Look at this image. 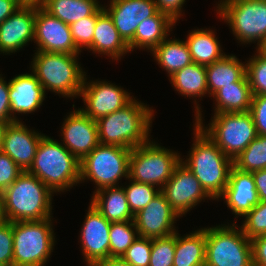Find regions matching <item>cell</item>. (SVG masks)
<instances>
[{"label": "cell", "instance_id": "cell-1", "mask_svg": "<svg viewBox=\"0 0 266 266\" xmlns=\"http://www.w3.org/2000/svg\"><path fill=\"white\" fill-rule=\"evenodd\" d=\"M154 110L135 98L124 108L96 120L99 143L133 149L147 143Z\"/></svg>", "mask_w": 266, "mask_h": 266}, {"label": "cell", "instance_id": "cell-2", "mask_svg": "<svg viewBox=\"0 0 266 266\" xmlns=\"http://www.w3.org/2000/svg\"><path fill=\"white\" fill-rule=\"evenodd\" d=\"M194 131L191 151L181 162L195 175L207 194L213 200H219L228 184L233 161L196 124Z\"/></svg>", "mask_w": 266, "mask_h": 266}, {"label": "cell", "instance_id": "cell-3", "mask_svg": "<svg viewBox=\"0 0 266 266\" xmlns=\"http://www.w3.org/2000/svg\"><path fill=\"white\" fill-rule=\"evenodd\" d=\"M53 194L36 176L24 171L2 192L7 221H41L52 218Z\"/></svg>", "mask_w": 266, "mask_h": 266}, {"label": "cell", "instance_id": "cell-4", "mask_svg": "<svg viewBox=\"0 0 266 266\" xmlns=\"http://www.w3.org/2000/svg\"><path fill=\"white\" fill-rule=\"evenodd\" d=\"M53 193L65 192L80 183V161L61 143L44 136L38 145L33 164L27 171Z\"/></svg>", "mask_w": 266, "mask_h": 266}, {"label": "cell", "instance_id": "cell-5", "mask_svg": "<svg viewBox=\"0 0 266 266\" xmlns=\"http://www.w3.org/2000/svg\"><path fill=\"white\" fill-rule=\"evenodd\" d=\"M79 54L36 51L30 68L46 89L63 97L80 96L86 72L77 61Z\"/></svg>", "mask_w": 266, "mask_h": 266}, {"label": "cell", "instance_id": "cell-6", "mask_svg": "<svg viewBox=\"0 0 266 266\" xmlns=\"http://www.w3.org/2000/svg\"><path fill=\"white\" fill-rule=\"evenodd\" d=\"M196 100L195 123L232 161L257 137L254 121L249 111L217 113L204 127L202 111ZM199 106V107H198Z\"/></svg>", "mask_w": 266, "mask_h": 266}, {"label": "cell", "instance_id": "cell-7", "mask_svg": "<svg viewBox=\"0 0 266 266\" xmlns=\"http://www.w3.org/2000/svg\"><path fill=\"white\" fill-rule=\"evenodd\" d=\"M52 219L12 222L13 266H44L53 252Z\"/></svg>", "mask_w": 266, "mask_h": 266}, {"label": "cell", "instance_id": "cell-8", "mask_svg": "<svg viewBox=\"0 0 266 266\" xmlns=\"http://www.w3.org/2000/svg\"><path fill=\"white\" fill-rule=\"evenodd\" d=\"M235 224L205 228V266H253L251 240Z\"/></svg>", "mask_w": 266, "mask_h": 266}, {"label": "cell", "instance_id": "cell-9", "mask_svg": "<svg viewBox=\"0 0 266 266\" xmlns=\"http://www.w3.org/2000/svg\"><path fill=\"white\" fill-rule=\"evenodd\" d=\"M132 149L99 144L80 161V182L91 180L95 191L119 186L122 177H129V158Z\"/></svg>", "mask_w": 266, "mask_h": 266}, {"label": "cell", "instance_id": "cell-10", "mask_svg": "<svg viewBox=\"0 0 266 266\" xmlns=\"http://www.w3.org/2000/svg\"><path fill=\"white\" fill-rule=\"evenodd\" d=\"M181 159L179 153L149 140L132 149L128 179L161 189L171 178Z\"/></svg>", "mask_w": 266, "mask_h": 266}, {"label": "cell", "instance_id": "cell-11", "mask_svg": "<svg viewBox=\"0 0 266 266\" xmlns=\"http://www.w3.org/2000/svg\"><path fill=\"white\" fill-rule=\"evenodd\" d=\"M218 17L226 21L235 38L242 44L256 43L266 38V0H221Z\"/></svg>", "mask_w": 266, "mask_h": 266}, {"label": "cell", "instance_id": "cell-12", "mask_svg": "<svg viewBox=\"0 0 266 266\" xmlns=\"http://www.w3.org/2000/svg\"><path fill=\"white\" fill-rule=\"evenodd\" d=\"M86 76L80 93L86 107L81 110L91 119L96 121L124 108L133 100L130 93L120 86L98 80L88 83Z\"/></svg>", "mask_w": 266, "mask_h": 266}, {"label": "cell", "instance_id": "cell-13", "mask_svg": "<svg viewBox=\"0 0 266 266\" xmlns=\"http://www.w3.org/2000/svg\"><path fill=\"white\" fill-rule=\"evenodd\" d=\"M160 192L179 217L185 215L205 198L212 199L195 175L182 162L175 167L171 178Z\"/></svg>", "mask_w": 266, "mask_h": 266}, {"label": "cell", "instance_id": "cell-14", "mask_svg": "<svg viewBox=\"0 0 266 266\" xmlns=\"http://www.w3.org/2000/svg\"><path fill=\"white\" fill-rule=\"evenodd\" d=\"M34 43L38 51L80 54L72 38L70 27L36 3Z\"/></svg>", "mask_w": 266, "mask_h": 266}, {"label": "cell", "instance_id": "cell-15", "mask_svg": "<svg viewBox=\"0 0 266 266\" xmlns=\"http://www.w3.org/2000/svg\"><path fill=\"white\" fill-rule=\"evenodd\" d=\"M64 118L61 136L63 146L79 161L90 154L99 143L98 127L95 120L86 115L81 108Z\"/></svg>", "mask_w": 266, "mask_h": 266}, {"label": "cell", "instance_id": "cell-16", "mask_svg": "<svg viewBox=\"0 0 266 266\" xmlns=\"http://www.w3.org/2000/svg\"><path fill=\"white\" fill-rule=\"evenodd\" d=\"M86 214L80 230V243L87 266H93L110 257L111 222L107 221L91 204Z\"/></svg>", "mask_w": 266, "mask_h": 266}, {"label": "cell", "instance_id": "cell-17", "mask_svg": "<svg viewBox=\"0 0 266 266\" xmlns=\"http://www.w3.org/2000/svg\"><path fill=\"white\" fill-rule=\"evenodd\" d=\"M36 3L25 2L0 24V52L5 55L34 41Z\"/></svg>", "mask_w": 266, "mask_h": 266}, {"label": "cell", "instance_id": "cell-18", "mask_svg": "<svg viewBox=\"0 0 266 266\" xmlns=\"http://www.w3.org/2000/svg\"><path fill=\"white\" fill-rule=\"evenodd\" d=\"M180 218L160 192L151 202L134 215L138 236L160 238L175 233L174 224Z\"/></svg>", "mask_w": 266, "mask_h": 266}, {"label": "cell", "instance_id": "cell-19", "mask_svg": "<svg viewBox=\"0 0 266 266\" xmlns=\"http://www.w3.org/2000/svg\"><path fill=\"white\" fill-rule=\"evenodd\" d=\"M103 8L127 45L133 40L138 25L158 11L154 0H110L109 6Z\"/></svg>", "mask_w": 266, "mask_h": 266}, {"label": "cell", "instance_id": "cell-20", "mask_svg": "<svg viewBox=\"0 0 266 266\" xmlns=\"http://www.w3.org/2000/svg\"><path fill=\"white\" fill-rule=\"evenodd\" d=\"M44 136L45 134L28 129L22 121H15L9 123L5 130L1 150L23 171H28Z\"/></svg>", "mask_w": 266, "mask_h": 266}, {"label": "cell", "instance_id": "cell-21", "mask_svg": "<svg viewBox=\"0 0 266 266\" xmlns=\"http://www.w3.org/2000/svg\"><path fill=\"white\" fill-rule=\"evenodd\" d=\"M219 198L225 200L235 216L244 218L260 202L252 172H244L232 166L228 184Z\"/></svg>", "mask_w": 266, "mask_h": 266}, {"label": "cell", "instance_id": "cell-22", "mask_svg": "<svg viewBox=\"0 0 266 266\" xmlns=\"http://www.w3.org/2000/svg\"><path fill=\"white\" fill-rule=\"evenodd\" d=\"M9 101L13 122L20 121L15 114L37 111L45 99V91L35 74H19L9 80Z\"/></svg>", "mask_w": 266, "mask_h": 266}, {"label": "cell", "instance_id": "cell-23", "mask_svg": "<svg viewBox=\"0 0 266 266\" xmlns=\"http://www.w3.org/2000/svg\"><path fill=\"white\" fill-rule=\"evenodd\" d=\"M88 50L119 60L129 51L128 45L120 37L111 17L103 5L97 10V22L94 29L92 45Z\"/></svg>", "mask_w": 266, "mask_h": 266}, {"label": "cell", "instance_id": "cell-24", "mask_svg": "<svg viewBox=\"0 0 266 266\" xmlns=\"http://www.w3.org/2000/svg\"><path fill=\"white\" fill-rule=\"evenodd\" d=\"M176 23L169 15L158 10L138 25L133 40L128 44L129 51L139 48L151 52L169 37L168 33L172 31Z\"/></svg>", "mask_w": 266, "mask_h": 266}, {"label": "cell", "instance_id": "cell-25", "mask_svg": "<svg viewBox=\"0 0 266 266\" xmlns=\"http://www.w3.org/2000/svg\"><path fill=\"white\" fill-rule=\"evenodd\" d=\"M91 205L110 222L134 220L122 186L103 188L93 192Z\"/></svg>", "mask_w": 266, "mask_h": 266}, {"label": "cell", "instance_id": "cell-26", "mask_svg": "<svg viewBox=\"0 0 266 266\" xmlns=\"http://www.w3.org/2000/svg\"><path fill=\"white\" fill-rule=\"evenodd\" d=\"M212 96L216 101L214 114H217L249 111L253 94L245 74L234 85L223 86Z\"/></svg>", "mask_w": 266, "mask_h": 266}, {"label": "cell", "instance_id": "cell-27", "mask_svg": "<svg viewBox=\"0 0 266 266\" xmlns=\"http://www.w3.org/2000/svg\"><path fill=\"white\" fill-rule=\"evenodd\" d=\"M185 42L192 61L199 65H210L226 55L214 31L211 29H194L188 34Z\"/></svg>", "mask_w": 266, "mask_h": 266}, {"label": "cell", "instance_id": "cell-28", "mask_svg": "<svg viewBox=\"0 0 266 266\" xmlns=\"http://www.w3.org/2000/svg\"><path fill=\"white\" fill-rule=\"evenodd\" d=\"M208 94L212 96L223 86L234 85L245 74V63L231 54L225 55L222 59L205 66Z\"/></svg>", "mask_w": 266, "mask_h": 266}, {"label": "cell", "instance_id": "cell-29", "mask_svg": "<svg viewBox=\"0 0 266 266\" xmlns=\"http://www.w3.org/2000/svg\"><path fill=\"white\" fill-rule=\"evenodd\" d=\"M205 228L180 236L176 231L173 266H205Z\"/></svg>", "mask_w": 266, "mask_h": 266}, {"label": "cell", "instance_id": "cell-30", "mask_svg": "<svg viewBox=\"0 0 266 266\" xmlns=\"http://www.w3.org/2000/svg\"><path fill=\"white\" fill-rule=\"evenodd\" d=\"M150 53L168 77L193 62L186 42L179 39L166 38Z\"/></svg>", "mask_w": 266, "mask_h": 266}, {"label": "cell", "instance_id": "cell-31", "mask_svg": "<svg viewBox=\"0 0 266 266\" xmlns=\"http://www.w3.org/2000/svg\"><path fill=\"white\" fill-rule=\"evenodd\" d=\"M40 5L68 25L92 16L102 6L98 0H43Z\"/></svg>", "mask_w": 266, "mask_h": 266}, {"label": "cell", "instance_id": "cell-32", "mask_svg": "<svg viewBox=\"0 0 266 266\" xmlns=\"http://www.w3.org/2000/svg\"><path fill=\"white\" fill-rule=\"evenodd\" d=\"M175 91L182 96L196 98L208 93L206 68L192 62L169 77Z\"/></svg>", "mask_w": 266, "mask_h": 266}, {"label": "cell", "instance_id": "cell-33", "mask_svg": "<svg viewBox=\"0 0 266 266\" xmlns=\"http://www.w3.org/2000/svg\"><path fill=\"white\" fill-rule=\"evenodd\" d=\"M233 166L244 172L266 168V136L257 137L233 161Z\"/></svg>", "mask_w": 266, "mask_h": 266}, {"label": "cell", "instance_id": "cell-34", "mask_svg": "<svg viewBox=\"0 0 266 266\" xmlns=\"http://www.w3.org/2000/svg\"><path fill=\"white\" fill-rule=\"evenodd\" d=\"M110 257H122L138 237L134 220L111 222Z\"/></svg>", "mask_w": 266, "mask_h": 266}, {"label": "cell", "instance_id": "cell-35", "mask_svg": "<svg viewBox=\"0 0 266 266\" xmlns=\"http://www.w3.org/2000/svg\"><path fill=\"white\" fill-rule=\"evenodd\" d=\"M130 180L129 185L123 187L129 208L133 215L144 209L159 193L160 189L154 185Z\"/></svg>", "mask_w": 266, "mask_h": 266}, {"label": "cell", "instance_id": "cell-36", "mask_svg": "<svg viewBox=\"0 0 266 266\" xmlns=\"http://www.w3.org/2000/svg\"><path fill=\"white\" fill-rule=\"evenodd\" d=\"M256 53L245 63L246 76L253 96L266 95V57Z\"/></svg>", "mask_w": 266, "mask_h": 266}, {"label": "cell", "instance_id": "cell-37", "mask_svg": "<svg viewBox=\"0 0 266 266\" xmlns=\"http://www.w3.org/2000/svg\"><path fill=\"white\" fill-rule=\"evenodd\" d=\"M176 232L165 237L153 238L149 266H173Z\"/></svg>", "mask_w": 266, "mask_h": 266}, {"label": "cell", "instance_id": "cell-38", "mask_svg": "<svg viewBox=\"0 0 266 266\" xmlns=\"http://www.w3.org/2000/svg\"><path fill=\"white\" fill-rule=\"evenodd\" d=\"M240 226L244 235L252 240L255 237L266 235V202L260 201L247 213Z\"/></svg>", "mask_w": 266, "mask_h": 266}, {"label": "cell", "instance_id": "cell-39", "mask_svg": "<svg viewBox=\"0 0 266 266\" xmlns=\"http://www.w3.org/2000/svg\"><path fill=\"white\" fill-rule=\"evenodd\" d=\"M97 22V11L69 25L75 46L81 51L88 49L92 45L94 29Z\"/></svg>", "mask_w": 266, "mask_h": 266}, {"label": "cell", "instance_id": "cell-40", "mask_svg": "<svg viewBox=\"0 0 266 266\" xmlns=\"http://www.w3.org/2000/svg\"><path fill=\"white\" fill-rule=\"evenodd\" d=\"M152 239L138 236L122 258L133 266H149Z\"/></svg>", "mask_w": 266, "mask_h": 266}, {"label": "cell", "instance_id": "cell-41", "mask_svg": "<svg viewBox=\"0 0 266 266\" xmlns=\"http://www.w3.org/2000/svg\"><path fill=\"white\" fill-rule=\"evenodd\" d=\"M24 171L0 150V192L8 188Z\"/></svg>", "mask_w": 266, "mask_h": 266}, {"label": "cell", "instance_id": "cell-42", "mask_svg": "<svg viewBox=\"0 0 266 266\" xmlns=\"http://www.w3.org/2000/svg\"><path fill=\"white\" fill-rule=\"evenodd\" d=\"M0 266H13L12 222L0 225Z\"/></svg>", "mask_w": 266, "mask_h": 266}, {"label": "cell", "instance_id": "cell-43", "mask_svg": "<svg viewBox=\"0 0 266 266\" xmlns=\"http://www.w3.org/2000/svg\"><path fill=\"white\" fill-rule=\"evenodd\" d=\"M249 112L252 115L257 135L266 136V95L253 96Z\"/></svg>", "mask_w": 266, "mask_h": 266}, {"label": "cell", "instance_id": "cell-44", "mask_svg": "<svg viewBox=\"0 0 266 266\" xmlns=\"http://www.w3.org/2000/svg\"><path fill=\"white\" fill-rule=\"evenodd\" d=\"M9 86V82L7 83L0 74V121L12 123L13 117L10 111Z\"/></svg>", "mask_w": 266, "mask_h": 266}, {"label": "cell", "instance_id": "cell-45", "mask_svg": "<svg viewBox=\"0 0 266 266\" xmlns=\"http://www.w3.org/2000/svg\"><path fill=\"white\" fill-rule=\"evenodd\" d=\"M157 9L169 15L175 22L179 20L182 15V7L186 0H154Z\"/></svg>", "mask_w": 266, "mask_h": 266}, {"label": "cell", "instance_id": "cell-46", "mask_svg": "<svg viewBox=\"0 0 266 266\" xmlns=\"http://www.w3.org/2000/svg\"><path fill=\"white\" fill-rule=\"evenodd\" d=\"M253 266H266V235L251 240Z\"/></svg>", "mask_w": 266, "mask_h": 266}, {"label": "cell", "instance_id": "cell-47", "mask_svg": "<svg viewBox=\"0 0 266 266\" xmlns=\"http://www.w3.org/2000/svg\"><path fill=\"white\" fill-rule=\"evenodd\" d=\"M24 3V0H0V24L9 16H11Z\"/></svg>", "mask_w": 266, "mask_h": 266}, {"label": "cell", "instance_id": "cell-48", "mask_svg": "<svg viewBox=\"0 0 266 266\" xmlns=\"http://www.w3.org/2000/svg\"><path fill=\"white\" fill-rule=\"evenodd\" d=\"M259 201L266 202V168L252 172Z\"/></svg>", "mask_w": 266, "mask_h": 266}, {"label": "cell", "instance_id": "cell-49", "mask_svg": "<svg viewBox=\"0 0 266 266\" xmlns=\"http://www.w3.org/2000/svg\"><path fill=\"white\" fill-rule=\"evenodd\" d=\"M93 266H133L126 262L122 257H109L95 263Z\"/></svg>", "mask_w": 266, "mask_h": 266}, {"label": "cell", "instance_id": "cell-50", "mask_svg": "<svg viewBox=\"0 0 266 266\" xmlns=\"http://www.w3.org/2000/svg\"><path fill=\"white\" fill-rule=\"evenodd\" d=\"M8 125H9V122L0 121V150L2 147V141H3L4 133H5V130H6Z\"/></svg>", "mask_w": 266, "mask_h": 266}, {"label": "cell", "instance_id": "cell-51", "mask_svg": "<svg viewBox=\"0 0 266 266\" xmlns=\"http://www.w3.org/2000/svg\"><path fill=\"white\" fill-rule=\"evenodd\" d=\"M6 221L7 219L4 213L3 196H2V192H0V225Z\"/></svg>", "mask_w": 266, "mask_h": 266}, {"label": "cell", "instance_id": "cell-52", "mask_svg": "<svg viewBox=\"0 0 266 266\" xmlns=\"http://www.w3.org/2000/svg\"><path fill=\"white\" fill-rule=\"evenodd\" d=\"M256 49L260 54L266 57V38L258 47H256Z\"/></svg>", "mask_w": 266, "mask_h": 266}, {"label": "cell", "instance_id": "cell-53", "mask_svg": "<svg viewBox=\"0 0 266 266\" xmlns=\"http://www.w3.org/2000/svg\"><path fill=\"white\" fill-rule=\"evenodd\" d=\"M43 0H24V2L41 3Z\"/></svg>", "mask_w": 266, "mask_h": 266}]
</instances>
